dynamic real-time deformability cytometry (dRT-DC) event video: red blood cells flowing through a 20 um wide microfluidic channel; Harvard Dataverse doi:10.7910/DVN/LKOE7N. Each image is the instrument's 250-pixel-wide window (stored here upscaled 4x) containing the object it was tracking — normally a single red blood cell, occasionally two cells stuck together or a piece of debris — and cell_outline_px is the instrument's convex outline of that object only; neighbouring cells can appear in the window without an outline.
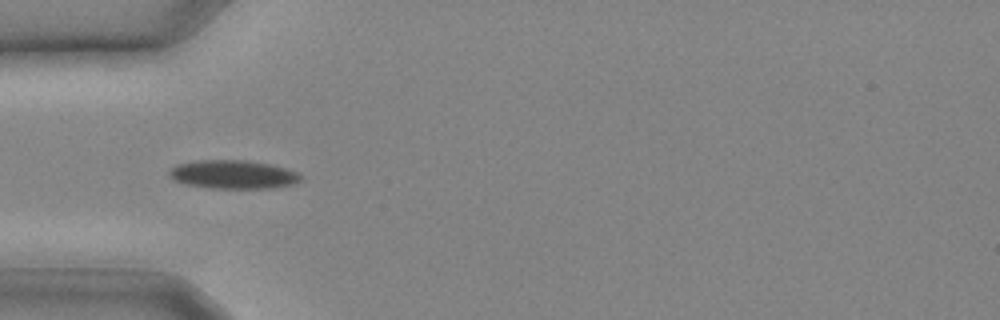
{"species": "common noctule bat (a hibernating species)", "species_latin": "Nyctalus noctula", "temperature_condition": "cold", "stored_images_in_passage": 26, "camera_frame_rate_fps": 3000, "um_per_image_px": 0.085, "animal": {"sex": "male", "body_mass_g": 20.4}, "frame": {"image": 1, "passage_image": 8, "time_ms": 2.333, "image_size_px": [1000, 320], "cell_outline_px": [[304, 180], [296, 184], [276, 188], [208, 188], [184, 184], [172, 180], [168, 176], [168, 172], [176, 164], [196, 160], [248, 160], [272, 164], [296, 172]], "centroid_in_image_um": [19.81, 14.83], "position_along_channel_um": 65.2, "area_um2": 22.31}}
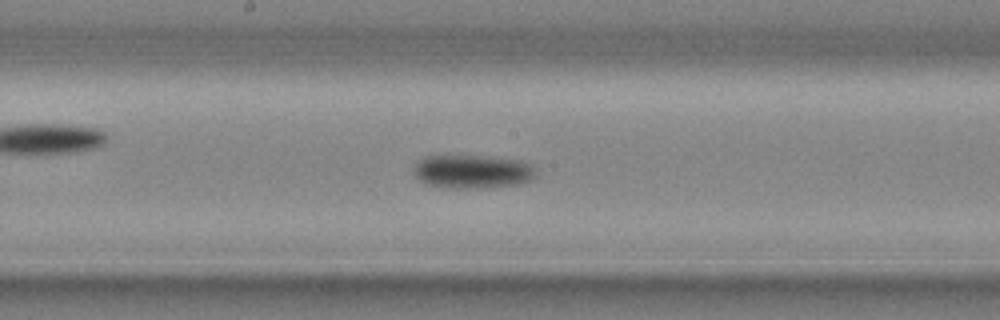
{"frame": {"image": 2, "passage_image": 14, "time_ms": 4.333, "image_size_px": [1000, 320], "cell_outline_px": [[536, 176], [532, 180], [516, 184], [476, 188], [444, 188], [428, 184], [420, 180], [416, 176], [412, 168], [416, 160], [424, 156], [492, 156], [524, 160], [532, 164], [536, 168]], "centroid_in_image_um": [40.18, 14.56], "position_along_channel_um": 208.0, "area_um2": 24.33}}
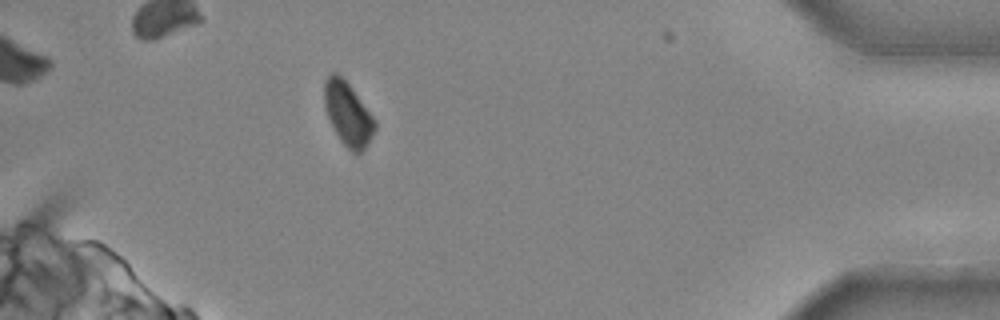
{"frame": {"image": 3, "passage_image": 24, "time_ms": 7.667, "image_size_px": [1000, 320], "cell_outline_px": [[376, 128], [368, 144], [360, 152], [352, 152], [340, 140], [324, 108], [324, 80], [332, 72], [336, 72], [352, 88], [376, 120]], "centroid_in_image_um": [29.57, 9.66], "position_along_channel_um": 405.6, "area_um2": 18.44}}